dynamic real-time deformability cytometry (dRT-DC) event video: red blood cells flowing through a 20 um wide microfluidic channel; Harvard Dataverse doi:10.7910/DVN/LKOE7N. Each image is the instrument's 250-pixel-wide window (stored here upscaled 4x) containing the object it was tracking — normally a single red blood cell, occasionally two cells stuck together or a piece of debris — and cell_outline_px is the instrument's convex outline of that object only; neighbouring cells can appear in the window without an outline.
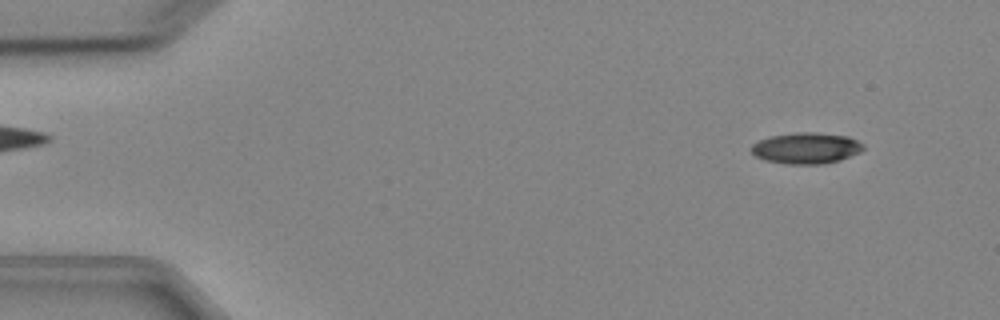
{"species": "Egyptian fruit bat (a non-hibernating species)", "species_latin": "Rousettus aegyptiacus", "temperature_condition": "cold", "stored_images_in_passage": 5, "segment_of_instrument_passage": [1, 2], "camera_frame_rate_fps": 3000, "um_per_image_px": 0.085, "animal": {"sex": "female"}, "frame": {"image": 1, "passage_image": 1, "time_ms": 0.0, "image_size_px": [1000, 320], "cell_outline_px": [[864, 148], [860, 152], [840, 160], [824, 164], [784, 164], [764, 160], [756, 156], [748, 148], [752, 144], [760, 140], [772, 136], [796, 132], [816, 132], [848, 136], [864, 144]], "centroid_in_image_um": [68.52, 12.59], "position_along_channel_um": 16.5, "area_um2": 20.46}}
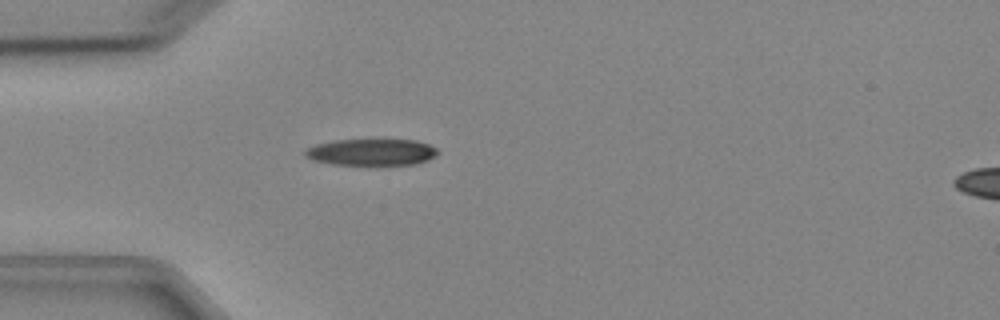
{"frame": {"image": 2, "passage_image": 4, "time_ms": 3.333, "image_size_px": [1000, 320], "cell_outline_px": [[440, 152], [436, 156], [428, 160], [416, 164], [376, 168], [332, 164], [312, 160], [304, 156], [304, 152], [308, 148], [316, 144], [336, 140], [416, 140], [428, 144], [436, 148]], "centroid_in_image_um": [31.61, 12.99], "position_along_channel_um": 53.4, "area_um2": 21.62}}